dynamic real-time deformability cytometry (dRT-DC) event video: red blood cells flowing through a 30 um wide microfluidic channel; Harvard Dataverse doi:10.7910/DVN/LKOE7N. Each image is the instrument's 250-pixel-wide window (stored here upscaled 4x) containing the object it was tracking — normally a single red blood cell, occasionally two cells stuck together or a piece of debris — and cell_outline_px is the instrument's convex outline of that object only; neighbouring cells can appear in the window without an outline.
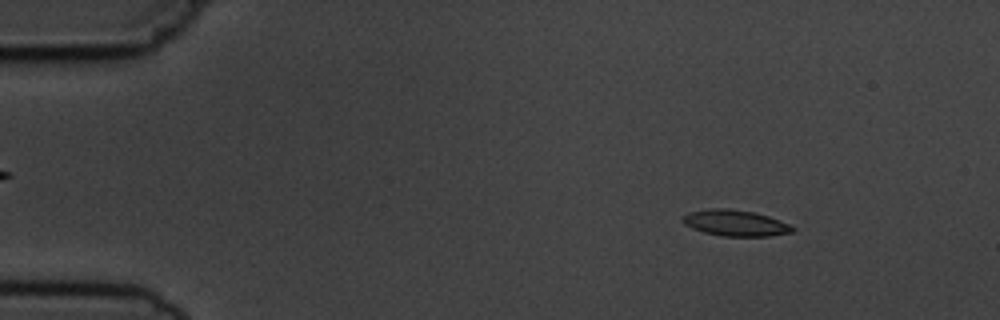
{"species": "common noctule bat (a hibernating species)", "species_latin": "Nyctalus noctula", "temperature_condition": "cold", "stored_images_in_passage": 5, "camera_frame_rate_fps": 3000, "um_per_image_px": 0.085, "animal": {"sex": "male", "body_mass_g": 19.5, "forearm_length_mm": 54.6}, "frame": {"image": 1, "passage_image": 1, "time_ms": 0.0, "image_size_px": [1000, 320], "cell_outline_px": [[796, 228], [792, 232], [768, 236], [724, 236], [704, 232], [692, 228], [684, 224], [680, 220], [680, 216], [688, 212], [712, 208], [728, 208], [752, 212], [768, 216], [788, 224]], "centroid_in_image_um": [62.44, 18.95], "position_along_channel_um": 22.6, "area_um2": 16.65}}
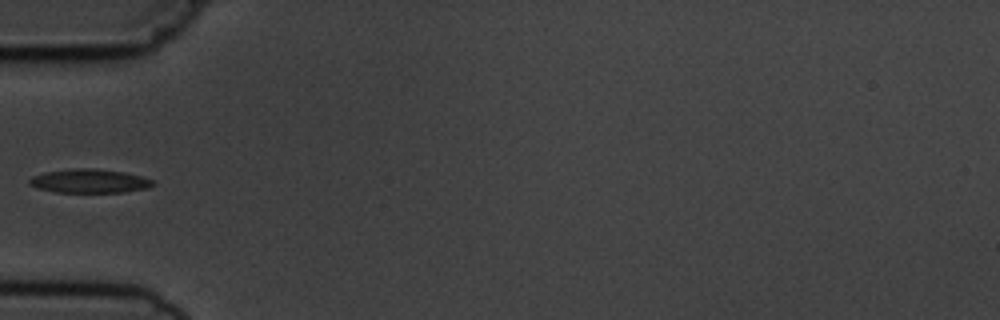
{"frame": {"image": 2, "passage_image": 4, "time_ms": 3.667, "image_size_px": [1000, 320], "cell_outline_px": [[156, 184], [148, 188], [124, 192], [56, 192], [36, 188], [28, 184], [28, 180], [32, 176], [44, 172], [72, 168], [96, 168], [124, 172], [140, 176], [152, 180]], "centroid_in_image_um": [7.57, 15.38], "position_along_channel_um": 77.4, "area_um2": 17.28}}
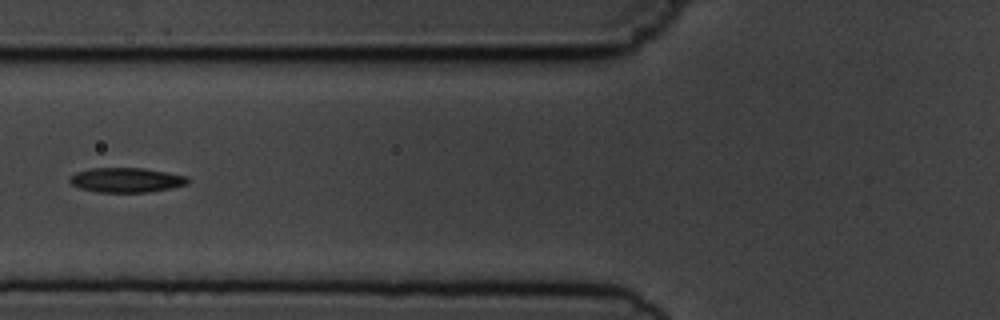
{"frame": {"image": 3, "passage_image": 5, "time_ms": 4.667, "image_size_px": [1000, 320], "cell_outline_px": [[192, 180], [188, 184], [172, 188], [148, 192], [96, 192], [80, 188], [72, 184], [68, 180], [76, 172], [88, 168], [144, 168], [188, 176]], "centroid_in_image_um": [10.78, 15.3], "position_along_channel_um": 115.0, "area_um2": 17.11}}